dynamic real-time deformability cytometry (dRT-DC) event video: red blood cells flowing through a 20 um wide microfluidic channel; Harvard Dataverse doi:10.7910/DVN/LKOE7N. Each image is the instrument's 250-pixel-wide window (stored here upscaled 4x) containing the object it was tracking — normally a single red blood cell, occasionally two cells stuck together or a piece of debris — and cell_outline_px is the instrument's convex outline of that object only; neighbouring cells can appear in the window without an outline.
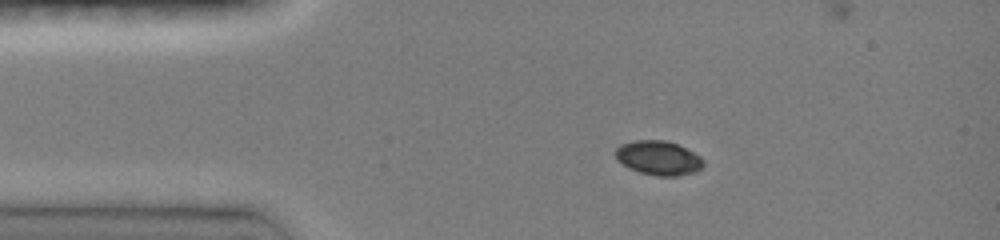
{"species": "common noctule bat (a hibernating species)", "species_latin": "Nyctalus noctula", "temperature_condition": "room temperature", "stored_images_in_passage": 4, "camera_frame_rate_fps": 3000, "um_per_image_px": 0.085, "animal": {"sex": "female", "body_mass_g": 19.0, "forearm_length_mm": 51.5}, "frame": {"image": 1, "passage_image": 1, "time_ms": 0.0, "image_size_px": [1000, 240], "cell_outline_px": [[704, 164], [696, 172], [676, 176], [656, 176], [640, 172], [628, 168], [616, 160], [616, 148], [620, 144], [636, 140], [668, 140], [700, 156], [704, 160]], "centroid_in_image_um": [55.95, 13.43], "position_along_channel_um": 29.0, "area_um2": 17.57}}